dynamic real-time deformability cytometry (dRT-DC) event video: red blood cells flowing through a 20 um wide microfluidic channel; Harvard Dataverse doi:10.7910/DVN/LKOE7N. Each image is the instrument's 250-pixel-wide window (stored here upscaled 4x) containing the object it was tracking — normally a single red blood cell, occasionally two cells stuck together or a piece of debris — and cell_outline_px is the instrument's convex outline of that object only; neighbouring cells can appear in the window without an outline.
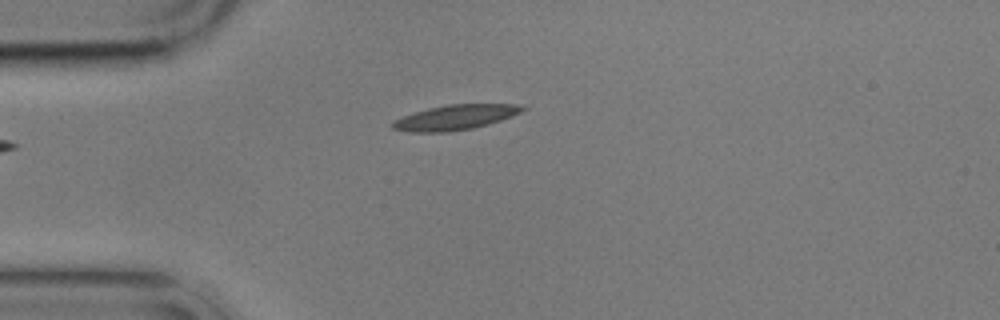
{"species": "common noctule bat (a hibernating species)", "species_latin": "Nyctalus noctula", "temperature_condition": "cold", "stored_images_in_passage": 4, "camera_frame_rate_fps": 3000, "um_per_image_px": 0.085, "animal": {"sex": "male", "body_mass_g": 17.9}, "frame": {"image": 1, "passage_image": 4, "time_ms": 4.667, "image_size_px": [1000, 320], "cell_outline_px": [[528, 108], [512, 116], [488, 124], [472, 128], [448, 132], [408, 132], [392, 128], [392, 120], [428, 108], [448, 104], [516, 104]], "centroid_in_image_um": [38.69, 9.97], "position_along_channel_um": 46.3, "area_um2": 18.79}}